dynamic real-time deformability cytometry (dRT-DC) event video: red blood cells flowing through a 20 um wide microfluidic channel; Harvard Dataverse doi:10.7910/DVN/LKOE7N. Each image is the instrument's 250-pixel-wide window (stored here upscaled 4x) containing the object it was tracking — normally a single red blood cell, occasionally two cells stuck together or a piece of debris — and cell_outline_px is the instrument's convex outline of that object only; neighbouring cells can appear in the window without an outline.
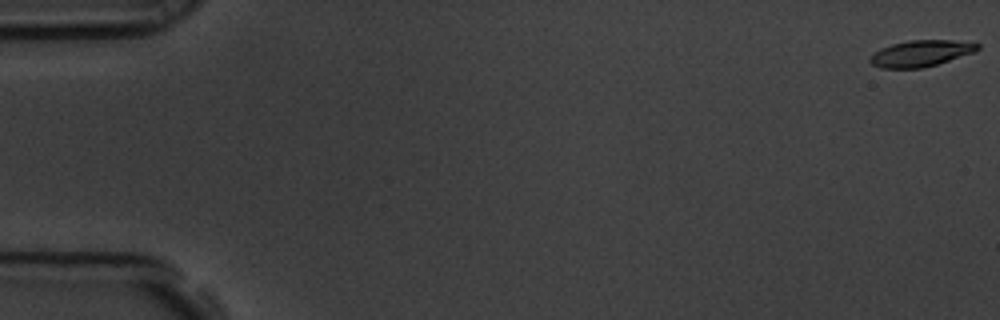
{"species": "common noctule bat (a hibernating species)", "species_latin": "Nyctalus noctula", "temperature_condition": "room temperature", "stored_images_in_passage": 58, "camera_frame_rate_fps": 3000, "um_per_image_px": 0.085, "animal": {"sex": "male", "body_mass_g": 19.5, "forearm_length_mm": 54.6}, "frame": {"image": 1, "passage_image": 1, "time_ms": 0.0, "image_size_px": [1000, 320], "cell_outline_px": [[980, 48], [976, 52], [936, 64], [920, 68], [880, 68], [872, 64], [868, 60], [880, 48], [892, 44], [908, 40], [952, 40], [980, 44]], "centroid_in_image_um": [78.28, 4.53], "position_along_channel_um": 6.7, "area_um2": 16.36}}
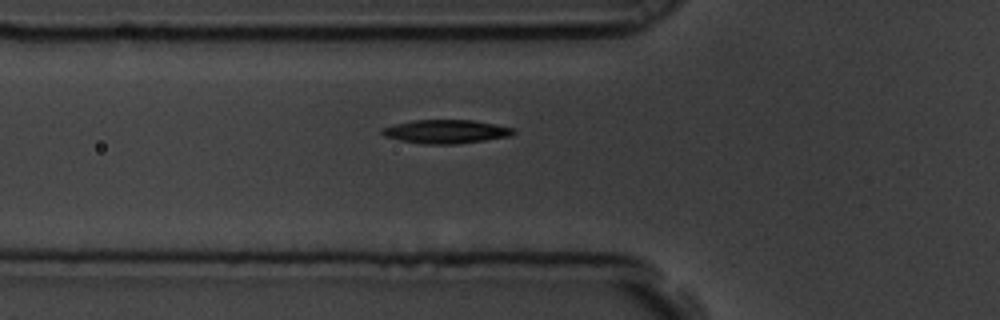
{"frame": {"image": 2, "passage_image": 21, "time_ms": 6.667, "image_size_px": [1000, 320], "cell_outline_px": [[516, 132], [512, 136], [456, 144], [424, 144], [400, 140], [384, 136], [380, 132], [380, 128], [392, 124], [412, 120], [472, 120], [496, 124], [516, 128]], "centroid_in_image_um": [37.9, 11.17], "position_along_channel_um": 87.9, "area_um2": 18.32}}
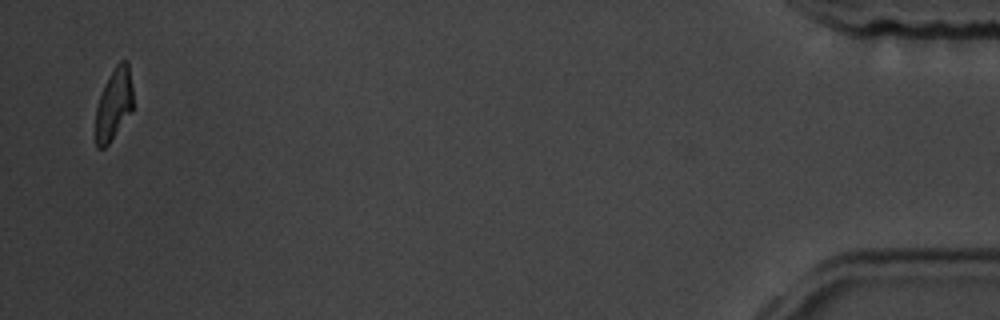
{"frame": {"image": 3, "passage_image": 57, "time_ms": 18.667, "image_size_px": [1000, 320], "cell_outline_px": [[132, 112], [108, 144], [104, 148], [96, 148], [96, 108], [104, 84], [108, 76], [116, 64], [120, 60], [128, 60], [132, 88]], "centroid_in_image_um": [9.68, 8.83], "position_along_channel_um": 425.5, "area_um2": 15.66}, "authors_computed_cell_mechanics": {"area_um2": 17.34, "velocity_mm_per_s": 3.5427, "shape_relaxation_time_tau1_ms": 2.6161, "shape_relaxation_time_tau2_ms": 7.7098, "deformation_change_tau1": 0.1717, "deformation_change_tau2": 0.1666}}